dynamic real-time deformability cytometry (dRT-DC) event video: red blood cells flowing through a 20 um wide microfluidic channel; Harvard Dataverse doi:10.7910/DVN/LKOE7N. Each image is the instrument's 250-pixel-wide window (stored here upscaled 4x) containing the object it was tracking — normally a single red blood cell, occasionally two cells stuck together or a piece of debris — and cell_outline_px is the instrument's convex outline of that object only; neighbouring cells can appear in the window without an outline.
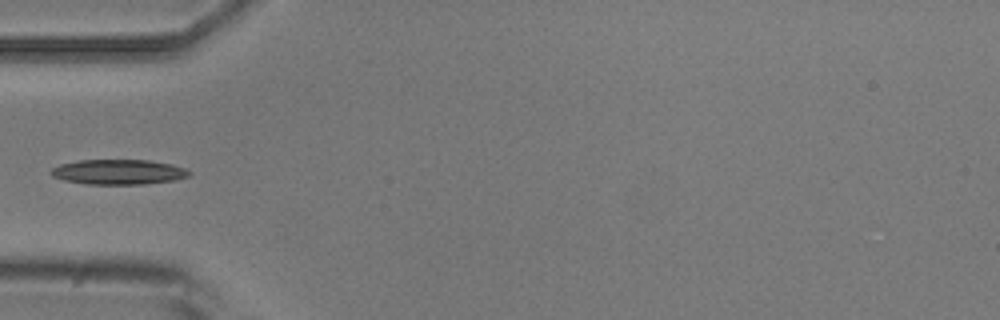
{"species": "common noctule bat (a hibernating species)", "species_latin": "Nyctalus noctula", "temperature_condition": "room temperature", "stored_images_in_passage": 5, "camera_frame_rate_fps": 3000, "um_per_image_px": 0.085, "animal": {"sex": "male", "body_mass_g": 20.5, "forearm_length_mm": 52.5}, "frame": {"image": 1, "passage_image": 5, "time_ms": 5.333, "image_size_px": [1000, 320], "cell_outline_px": [[192, 172], [188, 176], [176, 180], [144, 184], [88, 184], [64, 180], [52, 176], [48, 172], [52, 168], [60, 164], [76, 160], [148, 160], [172, 164], [184, 168]], "centroid_in_image_um": [10.06, 14.61], "position_along_channel_um": 74.9, "area_um2": 20.23}}